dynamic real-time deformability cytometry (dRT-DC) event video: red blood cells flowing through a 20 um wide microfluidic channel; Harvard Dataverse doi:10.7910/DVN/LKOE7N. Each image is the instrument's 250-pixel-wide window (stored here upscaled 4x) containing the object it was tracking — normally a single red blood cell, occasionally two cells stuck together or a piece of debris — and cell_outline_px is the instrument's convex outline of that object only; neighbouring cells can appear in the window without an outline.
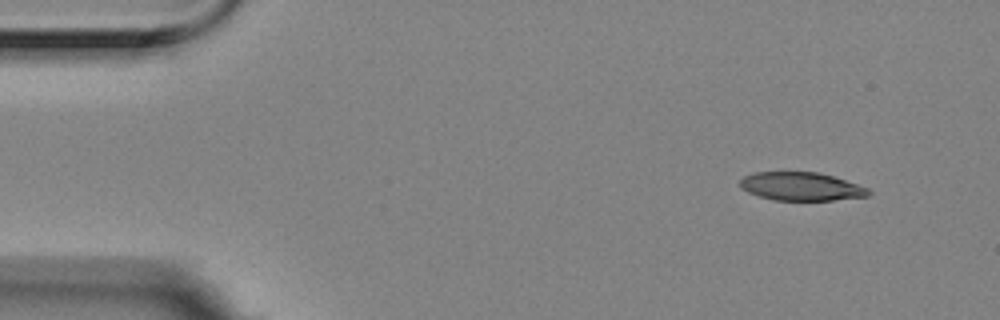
{"species": "Egyptian fruit bat (a non-hibernating species)", "species_latin": "Rousettus aegyptiacus", "temperature_condition": "room temperature", "stored_images_in_passage": 6, "segment_of_instrument_passage": [2, 2], "camera_frame_rate_fps": 3000, "um_per_image_px": 0.085, "animal": {"sex": "female"}, "frame": {"image": 1, "passage_image": 6, "time_ms": 1.667, "image_size_px": [1000, 320], "cell_outline_px": [[872, 192], [868, 196], [832, 200], [772, 200], [748, 192], [740, 188], [740, 180], [744, 176], [752, 172], [816, 172], [832, 176], [868, 188]], "centroid_in_image_um": [68.07, 15.85], "position_along_channel_um": 16.9, "area_um2": 21.1}}